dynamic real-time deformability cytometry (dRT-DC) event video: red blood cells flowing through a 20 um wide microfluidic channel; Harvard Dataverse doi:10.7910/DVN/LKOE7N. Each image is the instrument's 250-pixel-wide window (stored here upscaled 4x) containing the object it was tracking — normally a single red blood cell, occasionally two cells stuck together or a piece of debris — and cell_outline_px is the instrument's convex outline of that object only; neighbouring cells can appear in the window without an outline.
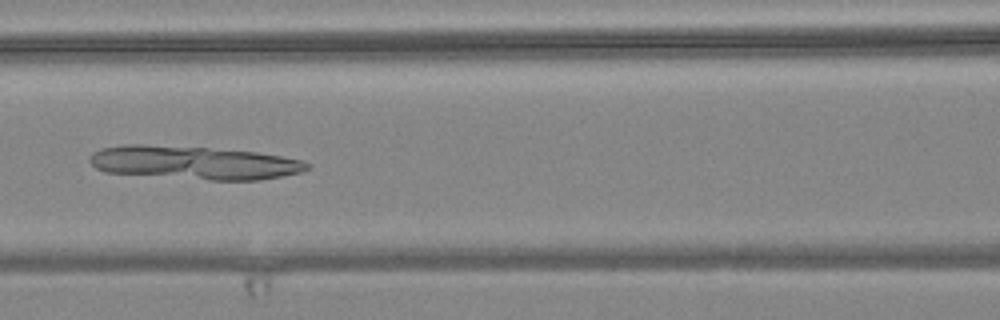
{"species": "common noctule bat (a hibernating species)", "species_latin": "Nyctalus noctula", "temperature_condition": "warm", "stored_images_in_passage": 53, "camera_frame_rate_fps": 3000, "um_per_image_px": 0.085, "animal": {"sex": "female", "body_mass_g": 24.6, "forearm_length_mm": 56.2}, "frame": {"image": 1, "passage_image": 22, "time_ms": 7.0, "image_size_px": [1000, 320], "cell_outline_px": [[312, 168], [300, 172], [260, 180], [212, 180], [104, 172], [96, 168], [88, 160], [88, 156], [92, 152], [100, 148], [120, 144], [144, 144], [208, 148], [256, 152], [304, 160], [312, 164]], "centroid_in_image_um": [16.46, 13.82], "position_along_channel_um": 150.1, "area_um2": 42.48}}
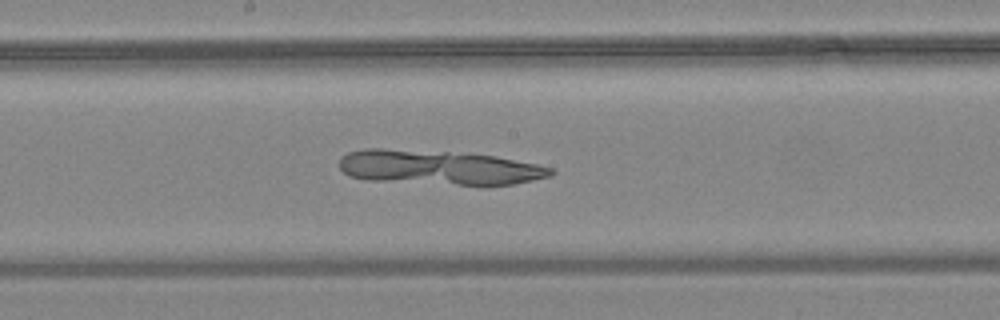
{"frame": {"image": 2, "passage_image": 27, "time_ms": 8.667, "image_size_px": [1000, 320], "cell_outline_px": [[556, 172], [552, 176], [512, 184], [456, 184], [364, 180], [348, 176], [340, 168], [340, 156], [348, 152], [364, 148], [380, 148], [448, 152], [496, 156], [536, 164], [552, 168]], "centroid_in_image_um": [37.25, 14.23], "position_along_channel_um": 211.0, "area_um2": 42.19}}